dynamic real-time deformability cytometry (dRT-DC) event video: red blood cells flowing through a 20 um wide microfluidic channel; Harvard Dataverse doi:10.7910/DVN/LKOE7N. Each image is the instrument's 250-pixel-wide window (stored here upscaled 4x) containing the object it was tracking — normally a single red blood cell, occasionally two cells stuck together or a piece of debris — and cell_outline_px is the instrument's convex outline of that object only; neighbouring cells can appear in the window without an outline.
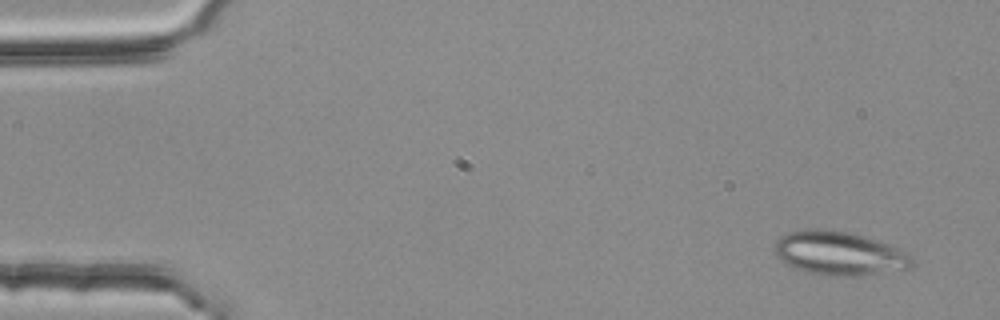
{"species": "common noctule bat (a hibernating species)", "species_latin": "Nyctalus noctula", "temperature_condition": "room temperature", "stored_images_in_passage": 3, "camera_frame_rate_fps": 3000, "um_per_image_px": 0.085, "animal": {"sex": "female", "body_mass_g": 25.1}, "frame": {"image": 1, "passage_image": 1, "time_ms": 0.0, "image_size_px": [1000, 320], "cell_outline_px": [[916, 264], [912, 268], [856, 276], [832, 276], [808, 272], [788, 264], [780, 260], [776, 256], [776, 240], [780, 236], [788, 232], [812, 228], [844, 232], [864, 236], [908, 252], [912, 256]], "centroid_in_image_um": [71.37, 21.54], "position_along_channel_um": 13.6, "area_um2": 34.74}}